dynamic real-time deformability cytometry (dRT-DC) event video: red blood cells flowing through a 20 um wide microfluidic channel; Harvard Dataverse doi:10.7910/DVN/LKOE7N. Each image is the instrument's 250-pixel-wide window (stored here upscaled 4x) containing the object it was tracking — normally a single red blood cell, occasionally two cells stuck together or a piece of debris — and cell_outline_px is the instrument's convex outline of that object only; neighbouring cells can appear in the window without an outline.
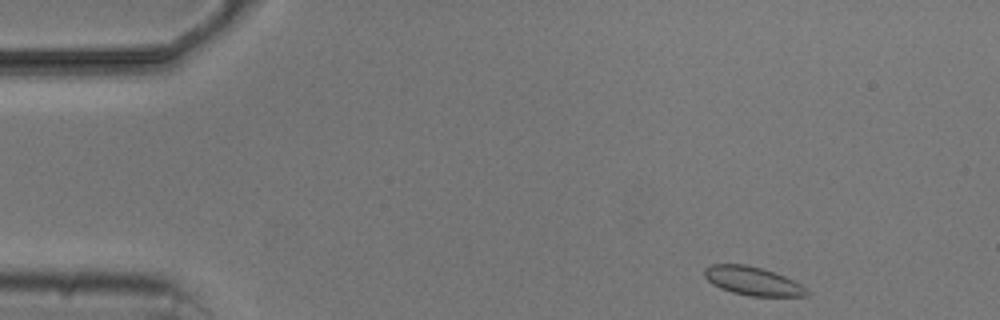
{"species": "common noctule bat (a hibernating species)", "species_latin": "Nyctalus noctula", "temperature_condition": "cold", "stored_images_in_passage": 7, "camera_frame_rate_fps": 3000, "um_per_image_px": 0.085, "animal": {"sex": "male", "body_mass_g": 20.5, "forearm_length_mm": 52.5}, "frame": {"image": 1, "passage_image": 1, "time_ms": 0.0, "image_size_px": [1000, 320], "cell_outline_px": [[808, 296], [752, 296], [732, 292], [720, 288], [712, 284], [704, 276], [704, 268], [712, 264], [744, 264], [760, 268], [784, 276], [800, 284], [808, 292]], "centroid_in_image_um": [63.93, 23.88], "position_along_channel_um": 21.1, "area_um2": 16.76}}
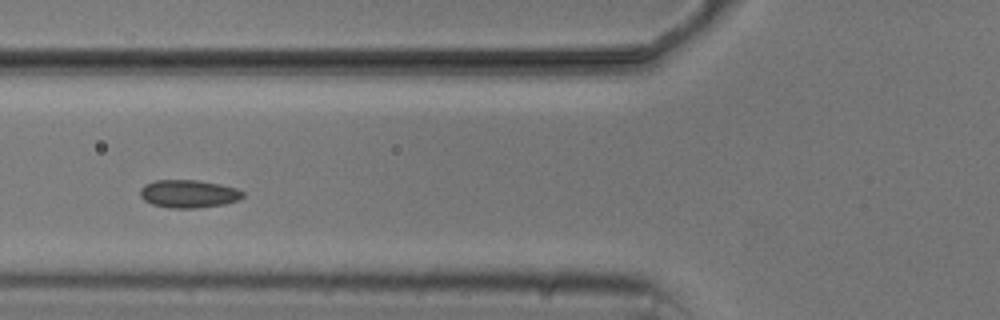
{"frame": {"image": 2, "passage_image": 5, "time_ms": 4.667, "image_size_px": [1000, 320], "cell_outline_px": [[244, 196], [240, 200], [224, 204], [196, 208], [168, 208], [152, 204], [144, 200], [140, 196], [140, 188], [144, 184], [156, 180], [196, 180], [220, 184], [236, 188], [244, 192]], "centroid_in_image_um": [16.03, 16.47], "position_along_channel_um": 109.8, "area_um2": 16.82}}
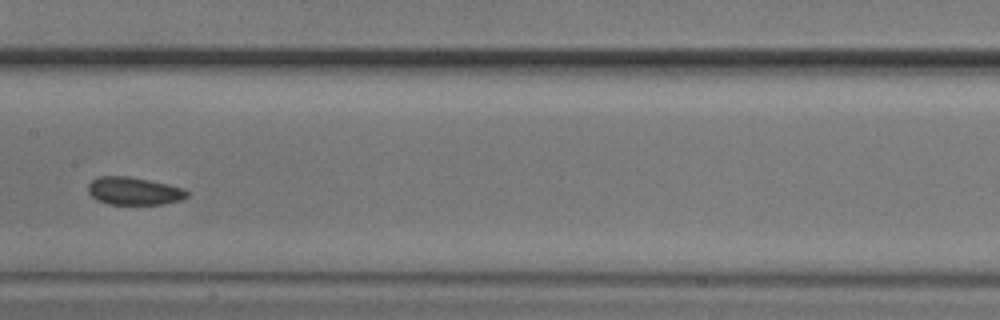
{"frame": {"image": 3, "passage_image": 7, "time_ms": 7.0, "image_size_px": [1000, 320], "cell_outline_px": [[188, 196], [180, 200], [164, 204], [108, 204], [96, 200], [88, 192], [88, 184], [92, 180], [100, 176], [128, 176], [168, 184], [184, 188], [188, 192]], "centroid_in_image_um": [11.38, 16.24], "position_along_channel_um": 196.0, "area_um2": 16.01}}